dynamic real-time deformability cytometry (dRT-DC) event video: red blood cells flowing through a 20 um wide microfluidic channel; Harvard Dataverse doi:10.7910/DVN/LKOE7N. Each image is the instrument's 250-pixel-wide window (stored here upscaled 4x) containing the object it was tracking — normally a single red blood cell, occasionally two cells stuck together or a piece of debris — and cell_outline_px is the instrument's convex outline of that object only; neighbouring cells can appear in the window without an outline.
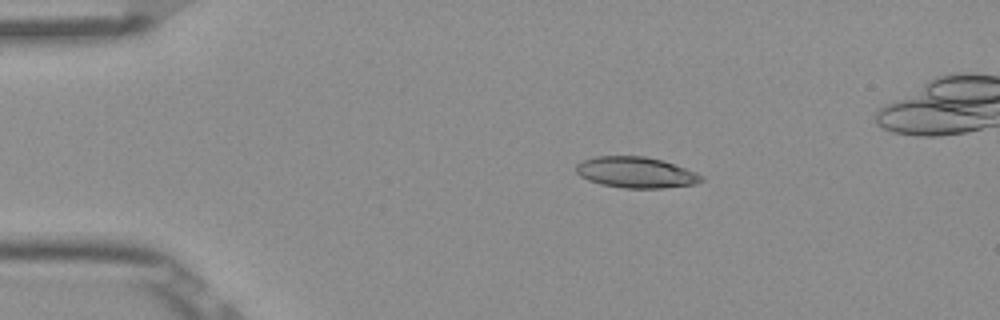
{"species": "Egyptian fruit bat (a non-hibernating species)", "species_latin": "Rousettus aegyptiacus", "temperature_condition": "room temperature", "stored_images_in_passage": 41, "camera_frame_rate_fps": 3000, "um_per_image_px": 0.085, "frame": {"image": 1, "passage_image": 1, "time_ms": 0.0, "image_size_px": [1000, 320], "cell_outline_px": [[704, 180], [696, 184], [664, 188], [624, 188], [600, 184], [588, 180], [580, 176], [576, 172], [576, 164], [580, 160], [596, 156], [644, 156], [664, 160], [696, 172], [704, 176]], "centroid_in_image_um": [54.05, 14.65], "position_along_channel_um": 30.9, "area_um2": 22.89}}
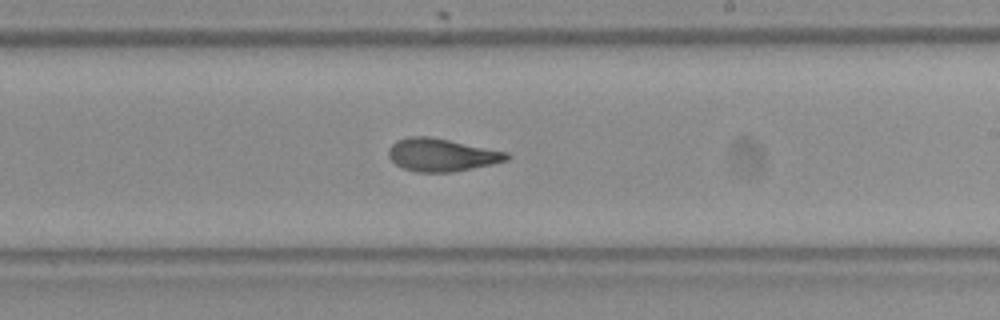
{"frame": {"image": 2, "passage_image": 22, "time_ms": 7.0, "image_size_px": [1000, 320], "cell_outline_px": [[512, 156], [508, 160], [492, 164], [452, 172], [416, 172], [404, 168], [396, 164], [388, 156], [388, 148], [396, 140], [408, 136], [428, 136], [508, 152]], "centroid_in_image_um": [37.53, 13.16], "position_along_channel_um": 251.5, "area_um2": 22.54}}
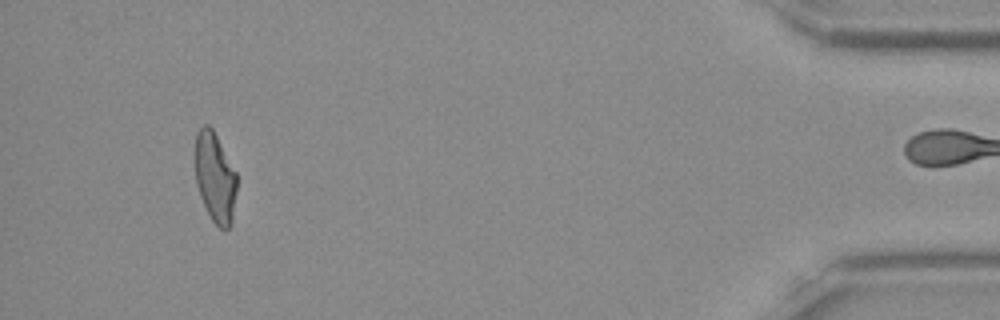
{"frame": {"image": 3, "passage_image": 40, "time_ms": 13.0, "image_size_px": [1000, 320], "cell_outline_px": [[236, 192], [232, 220], [228, 228], [220, 228], [212, 220], [200, 196], [196, 184], [192, 152], [196, 132], [204, 124], [208, 124], [212, 128], [236, 172]], "centroid_in_image_um": [18.22, 15.01], "position_along_channel_um": 417.0, "area_um2": 22.2}, "authors_computed_cell_mechanics": {"area_um2": 22.7154, "velocity_mm_per_s": 3.903, "shape_relaxation_time_tau1_ms": 6.1569, "shape_relaxation_time_tau2_ms": 1.4496, "deformation_change_tau1": 0.1905, "deformation_change_tau2": 0.0891}}